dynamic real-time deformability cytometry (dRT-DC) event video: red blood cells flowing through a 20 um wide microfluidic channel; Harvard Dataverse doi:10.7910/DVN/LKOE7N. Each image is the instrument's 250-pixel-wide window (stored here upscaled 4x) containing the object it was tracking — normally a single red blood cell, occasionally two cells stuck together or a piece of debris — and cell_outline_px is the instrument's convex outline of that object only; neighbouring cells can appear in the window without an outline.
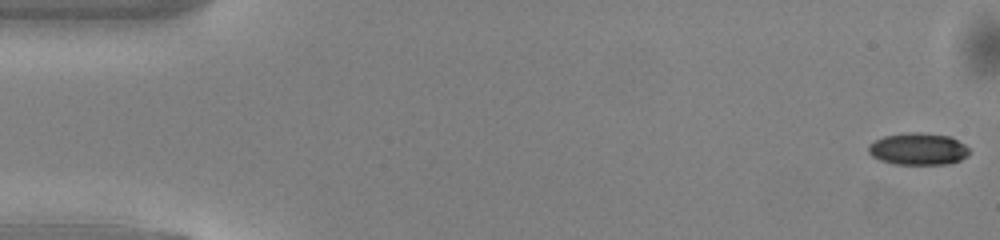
{"species": "common noctule bat (a hibernating species)", "species_latin": "Nyctalus noctula", "temperature_condition": "warm", "stored_images_in_passage": 50, "camera_frame_rate_fps": 3000, "um_per_image_px": 0.085, "animal": {"sex": "male", "body_mass_g": 13.0, "forearm_length_mm": 53.1}, "frame": {"image": 1, "passage_image": 1, "time_ms": 0.0, "image_size_px": [1000, 240], "cell_outline_px": [[968, 156], [960, 160], [948, 164], [892, 164], [880, 160], [872, 156], [868, 152], [868, 144], [884, 136], [908, 132], [924, 132], [952, 136], [964, 144], [968, 148]], "centroid_in_image_um": [78.04, 12.65], "position_along_channel_um": 7.0, "area_um2": 19.02}}
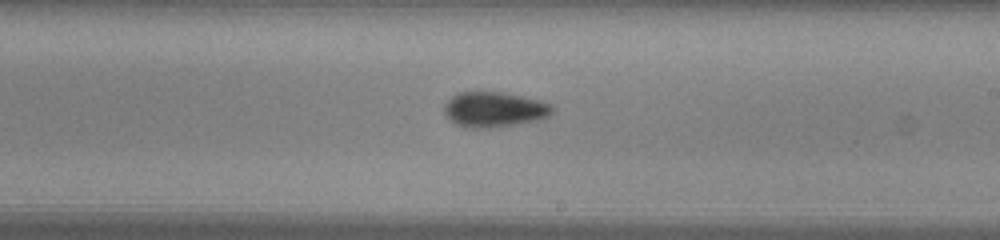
{"frame": {"image": 2, "passage_image": 29, "time_ms": 9.333, "image_size_px": [1000, 240], "cell_outline_px": [[552, 112], [548, 116], [540, 120], [492, 128], [464, 128], [456, 124], [444, 112], [444, 104], [452, 96], [460, 92], [476, 88], [504, 92], [540, 100], [552, 104]], "centroid_in_image_um": [41.99, 9.27], "position_along_channel_um": 247.0, "area_um2": 22.89}}
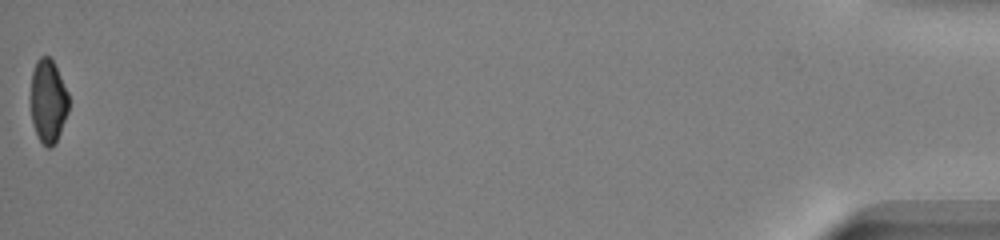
{"frame": {"image": 3, "passage_image": 50, "time_ms": 16.333, "image_size_px": [1000, 240], "cell_outline_px": [[68, 112], [60, 132], [56, 140], [48, 148], [40, 140], [36, 132], [32, 120], [32, 72], [36, 60], [40, 56], [48, 56], [52, 60], [68, 92]], "centroid_in_image_um": [4.1, 8.56], "position_along_channel_um": 431.1, "area_um2": 17.92}, "authors_computed_cell_mechanics": {"area_um2": 20.2589, "velocity_mm_per_s": 4.1329, "shape_relaxation_time_tau1_ms": 2.8548, "shape_relaxation_time_tau2_ms": 3.0779, "deformation_change_tau1": 0.1128, "deformation_change_tau2": 0.0664}}